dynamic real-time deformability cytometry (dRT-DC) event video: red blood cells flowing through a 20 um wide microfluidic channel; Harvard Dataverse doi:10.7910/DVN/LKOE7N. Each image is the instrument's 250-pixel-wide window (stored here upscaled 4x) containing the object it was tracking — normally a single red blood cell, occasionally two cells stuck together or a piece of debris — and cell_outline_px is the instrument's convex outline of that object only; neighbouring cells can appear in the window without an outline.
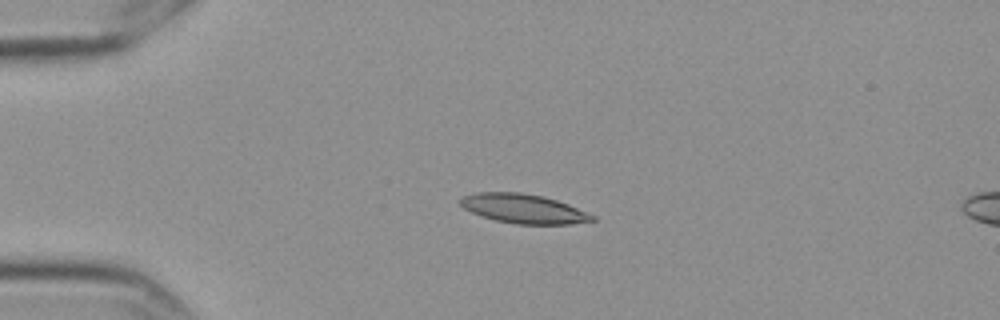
{"species": "Egyptian fruit bat (a non-hibernating species)", "species_latin": "Rousettus aegyptiacus", "temperature_condition": "cold", "stored_images_in_passage": 5, "camera_frame_rate_fps": 3000, "um_per_image_px": 0.085, "frame": {"image": 1, "passage_image": 4, "time_ms": 1.0, "image_size_px": [1000, 320], "cell_outline_px": [[596, 220], [572, 224], [516, 224], [496, 220], [472, 212], [464, 208], [460, 204], [460, 200], [464, 196], [476, 192], [520, 192], [544, 196], [568, 204], [596, 216]], "centroid_in_image_um": [44.53, 17.73], "position_along_channel_um": 40.5, "area_um2": 22.37}}